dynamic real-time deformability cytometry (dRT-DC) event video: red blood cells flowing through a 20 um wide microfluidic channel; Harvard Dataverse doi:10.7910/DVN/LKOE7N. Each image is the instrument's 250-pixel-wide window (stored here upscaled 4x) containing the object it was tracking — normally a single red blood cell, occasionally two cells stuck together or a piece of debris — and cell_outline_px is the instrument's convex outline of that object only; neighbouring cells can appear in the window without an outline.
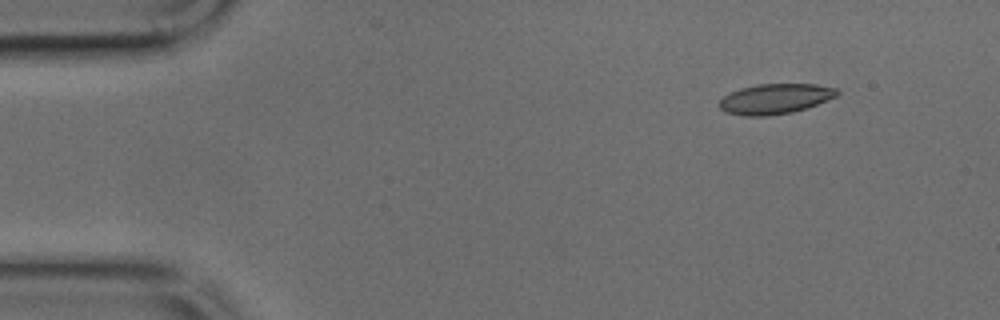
{"species": "common noctule bat (a hibernating species)", "species_latin": "Nyctalus noctula", "temperature_condition": "cold", "stored_images_in_passage": 44, "camera_frame_rate_fps": 3000, "um_per_image_px": 0.085, "animal": {"sex": "male", "body_mass_g": 17.9, "forearm_length_mm": 54.2}, "frame": {"image": 1, "passage_image": 1, "time_ms": 0.0, "image_size_px": [1000, 320], "cell_outline_px": [[840, 92], [836, 96], [816, 104], [792, 112], [768, 116], [744, 116], [728, 112], [720, 108], [720, 100], [724, 96], [740, 88], [756, 84], [816, 84], [836, 88]], "centroid_in_image_um": [65.89, 8.39], "position_along_channel_um": 19.1, "area_um2": 20.46}}
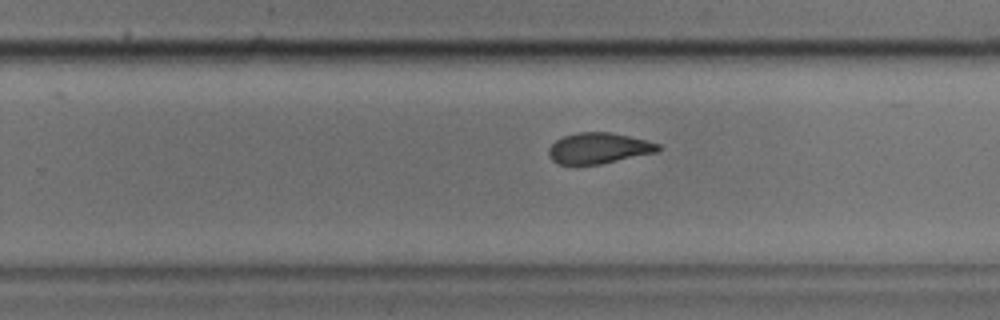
{"frame": {"image": 2, "passage_image": 26, "time_ms": 8.333, "image_size_px": [1000, 320], "cell_outline_px": [[660, 148], [656, 152], [600, 164], [560, 164], [552, 160], [548, 156], [548, 148], [556, 140], [564, 136], [576, 132], [612, 132], [648, 140], [660, 144]], "centroid_in_image_um": [50.88, 12.58], "position_along_channel_um": 278.9, "area_um2": 19.65}}
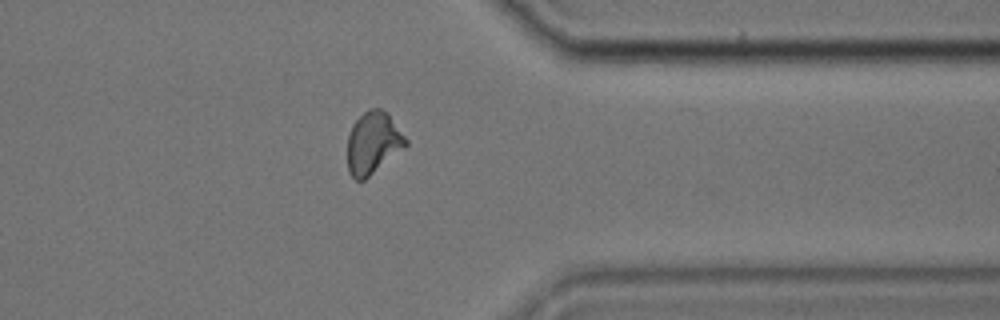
{"frame": {"image": 3, "passage_image": 34, "time_ms": 11.0, "image_size_px": [1000, 320], "cell_outline_px": [[408, 144], [364, 180], [356, 180], [348, 172], [348, 136], [352, 124], [364, 112], [372, 108], [380, 108], [388, 116], [408, 140]], "centroid_in_image_um": [31.68, 12.16], "position_along_channel_um": 379.7, "area_um2": 20.52}}